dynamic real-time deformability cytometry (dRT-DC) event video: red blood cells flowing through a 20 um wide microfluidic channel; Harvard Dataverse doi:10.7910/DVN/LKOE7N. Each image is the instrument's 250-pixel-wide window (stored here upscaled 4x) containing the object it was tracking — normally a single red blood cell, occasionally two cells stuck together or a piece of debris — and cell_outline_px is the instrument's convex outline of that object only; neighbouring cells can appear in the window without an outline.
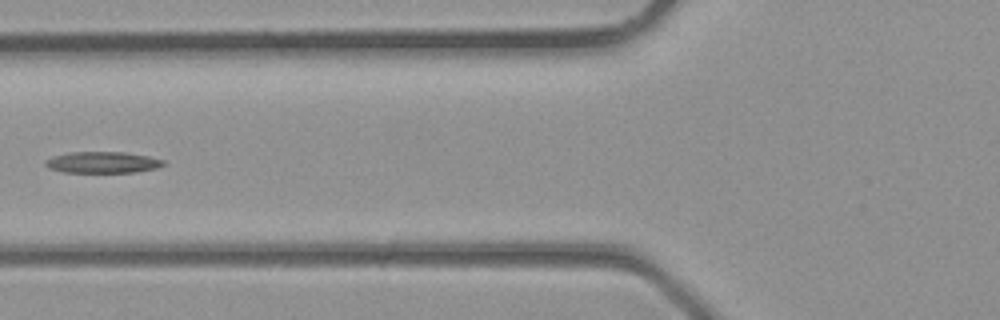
{"species": "common noctule bat (a hibernating species)", "species_latin": "Nyctalus noctula", "temperature_condition": "room temperature", "stored_images_in_passage": 5, "camera_frame_rate_fps": 3000, "um_per_image_px": 0.085, "animal": {"sex": "male", "body_mass_g": 23.1, "forearm_length_mm": 52.7}, "frame": {"image": 1, "passage_image": 5, "time_ms": 1.333, "image_size_px": [1000, 320], "cell_outline_px": [[164, 164], [156, 168], [136, 172], [64, 172], [48, 168], [44, 164], [44, 160], [52, 156], [68, 152], [124, 152], [148, 156], [164, 160]], "centroid_in_image_um": [8.67, 13.79], "position_along_channel_um": 117.1, "area_um2": 14.68}}